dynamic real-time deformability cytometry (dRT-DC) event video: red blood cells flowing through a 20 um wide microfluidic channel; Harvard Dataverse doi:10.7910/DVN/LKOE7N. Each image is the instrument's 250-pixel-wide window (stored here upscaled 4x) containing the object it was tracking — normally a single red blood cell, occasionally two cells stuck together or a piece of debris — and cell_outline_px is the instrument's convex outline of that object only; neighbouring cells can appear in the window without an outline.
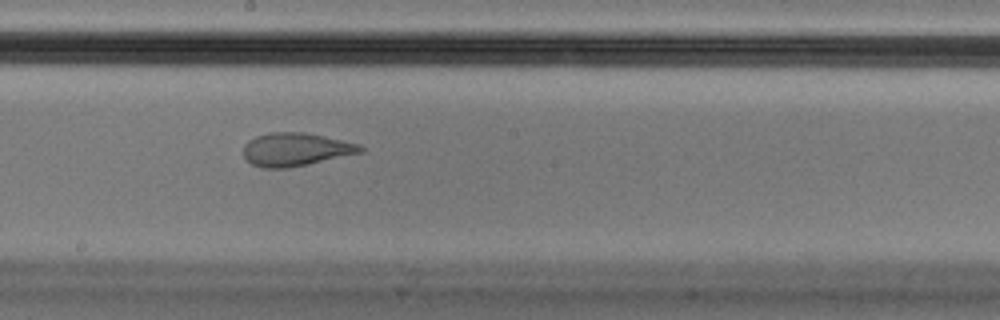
{"species": "Egyptian fruit bat (a non-hibernating species)", "species_latin": "Rousettus aegyptiacus", "temperature_condition": "cold", "stored_images_in_passage": 51, "camera_frame_rate_fps": 3000, "um_per_image_px": 0.085, "animal": {"sex": "male"}, "frame": {"image": 1, "passage_image": 30, "time_ms": 9.667, "image_size_px": [1000, 320], "cell_outline_px": [[364, 152], [308, 164], [288, 168], [264, 168], [252, 164], [244, 156], [244, 144], [248, 140], [256, 136], [268, 132], [304, 132], [324, 136], [360, 144], [364, 148]], "centroid_in_image_um": [25.14, 12.69], "position_along_channel_um": 223.1, "area_um2": 22.66}, "authors_computed_cell_mechanics": {"area_um2": 23.5824, "velocity_mm_per_s": 3.6853, "shape_relaxation_time_tau1_ms": null, "shape_relaxation_time_tau2_ms": 1.5003, "deformation_change_tau1": null, "deformation_change_tau2": 0.0863}}